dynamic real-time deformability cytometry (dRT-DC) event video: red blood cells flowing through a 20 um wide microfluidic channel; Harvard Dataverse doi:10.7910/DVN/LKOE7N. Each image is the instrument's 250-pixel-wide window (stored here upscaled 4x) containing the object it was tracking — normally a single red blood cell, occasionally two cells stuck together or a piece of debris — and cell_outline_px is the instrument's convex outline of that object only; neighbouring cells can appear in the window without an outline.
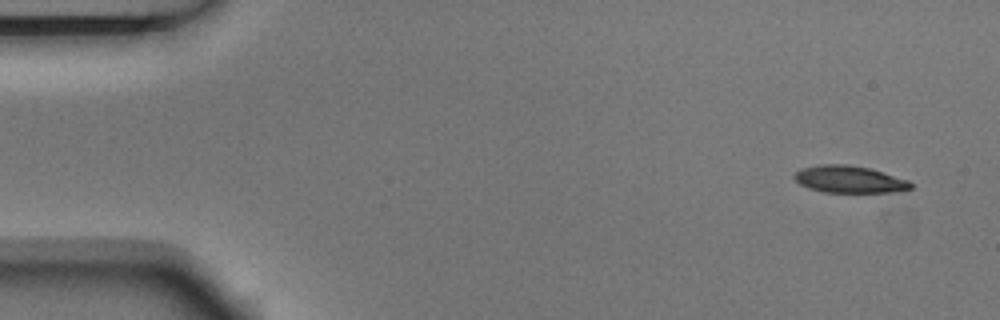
{"species": "Egyptian fruit bat (a non-hibernating species)", "species_latin": "Rousettus aegyptiacus", "temperature_condition": "room temperature", "stored_images_in_passage": 5, "camera_frame_rate_fps": 3000, "um_per_image_px": 0.085, "animal": {"sex": "male"}, "frame": {"image": 1, "passage_image": 1, "time_ms": 0.0, "image_size_px": [1000, 320], "cell_outline_px": [[912, 188], [896, 192], [824, 192], [808, 188], [800, 184], [792, 176], [800, 168], [820, 164], [848, 164], [868, 168], [908, 180], [912, 184]], "centroid_in_image_um": [72.16, 15.24], "position_along_channel_um": 12.8, "area_um2": 18.32}}
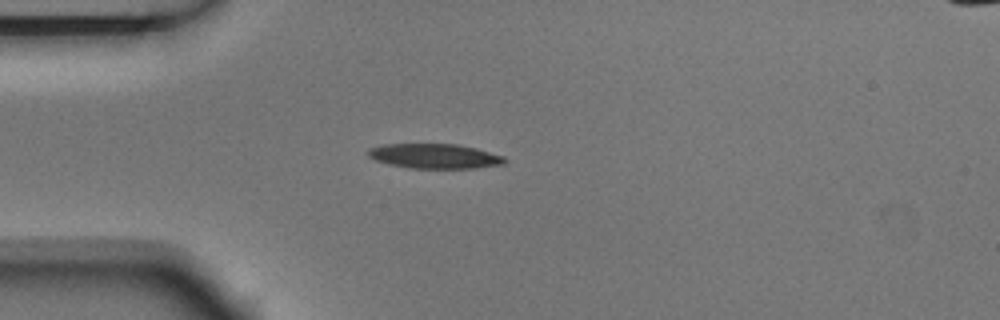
{"frame": {"image": 2, "passage_image": 4, "time_ms": 1.0, "image_size_px": [1000, 320], "cell_outline_px": [[508, 160], [504, 164], [476, 168], [412, 168], [388, 164], [376, 160], [368, 156], [368, 148], [384, 144], [456, 144], [476, 148], [504, 156]], "centroid_in_image_um": [36.96, 13.27], "position_along_channel_um": 48.0, "area_um2": 19.71}}